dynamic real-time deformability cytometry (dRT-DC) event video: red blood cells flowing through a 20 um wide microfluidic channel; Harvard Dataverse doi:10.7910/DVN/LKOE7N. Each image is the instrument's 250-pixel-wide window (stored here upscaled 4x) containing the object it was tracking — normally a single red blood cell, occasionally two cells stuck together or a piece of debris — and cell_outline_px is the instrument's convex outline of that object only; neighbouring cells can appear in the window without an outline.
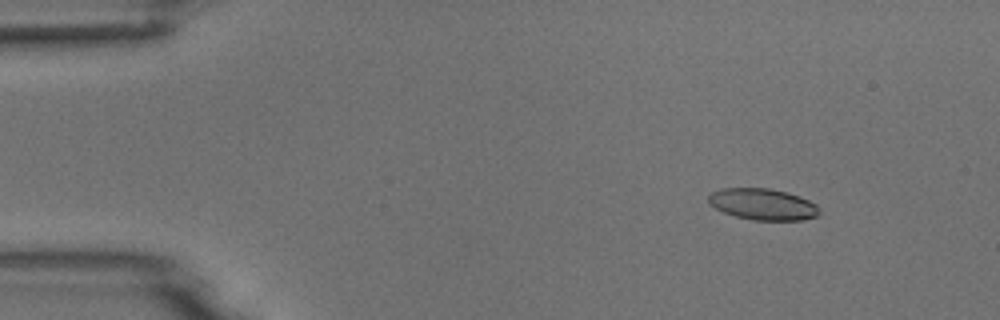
{"species": "common noctule bat (a hibernating species)", "species_latin": "Nyctalus noctula", "temperature_condition": "room temperature", "stored_images_in_passage": 7, "camera_frame_rate_fps": 3000, "um_per_image_px": 0.085, "animal": {"sex": "male", "body_mass_g": 18.8}, "frame": {"image": 1, "passage_image": 2, "time_ms": 1.333, "image_size_px": [1000, 320], "cell_outline_px": [[820, 212], [816, 216], [804, 220], [752, 220], [736, 216], [724, 212], [708, 204], [708, 196], [712, 192], [720, 188], [768, 188], [800, 196], [816, 204]], "centroid_in_image_um": [64.82, 17.36], "position_along_channel_um": 20.2, "area_um2": 20.23}}
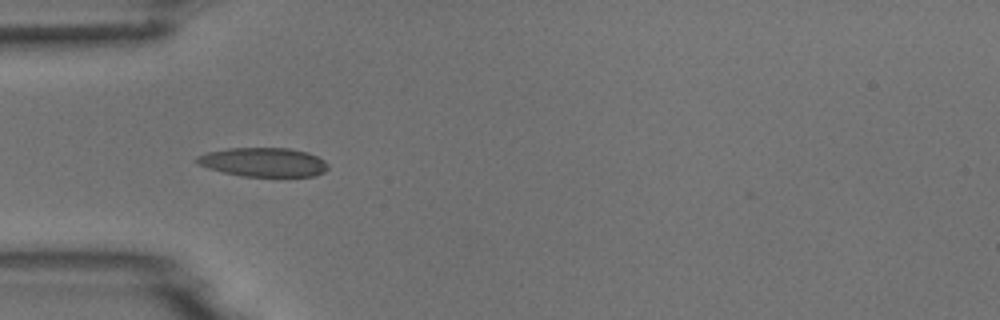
{"frame": {"image": 2, "passage_image": 5, "time_ms": 4.667, "image_size_px": [1000, 320], "cell_outline_px": [[328, 168], [324, 172], [316, 176], [244, 176], [224, 172], [208, 168], [196, 164], [196, 156], [208, 152], [228, 148], [288, 148], [308, 152], [324, 160], [328, 164]], "centroid_in_image_um": [22.4, 13.78], "position_along_channel_um": 62.6, "area_um2": 22.14}}